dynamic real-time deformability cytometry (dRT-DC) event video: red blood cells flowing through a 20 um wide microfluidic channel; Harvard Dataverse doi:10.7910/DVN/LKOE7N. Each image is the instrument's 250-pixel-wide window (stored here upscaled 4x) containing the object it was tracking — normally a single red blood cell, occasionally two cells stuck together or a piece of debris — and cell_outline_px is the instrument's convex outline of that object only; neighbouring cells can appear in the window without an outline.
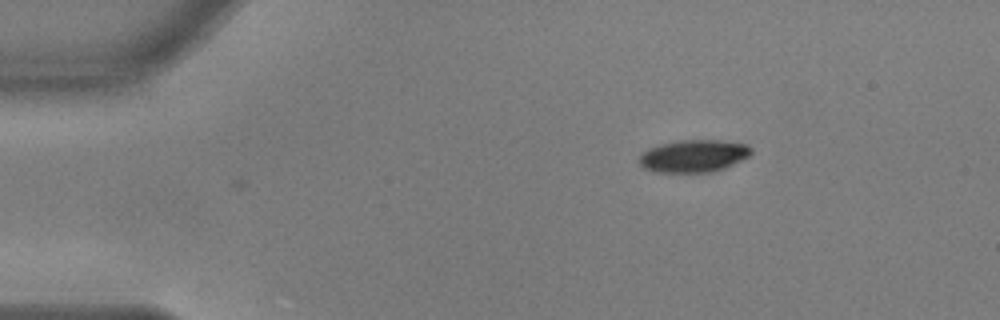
{"species": "common noctule bat (a hibernating species)", "species_latin": "Nyctalus noctula", "temperature_condition": "warm", "stored_images_in_passage": 9, "camera_frame_rate_fps": 3000, "um_per_image_px": 0.085, "animal": {"sex": "male", "body_mass_g": 17.9, "forearm_length_mm": 54.2}, "frame": {"image": 1, "passage_image": 9, "time_ms": 2.667, "image_size_px": [1000, 320], "cell_outline_px": [[752, 152], [748, 156], [724, 168], [712, 172], [656, 172], [644, 168], [640, 164], [640, 156], [648, 148], [660, 144], [680, 140], [720, 140], [748, 144], [752, 148]], "centroid_in_image_um": [58.97, 13.25], "position_along_channel_um": 26.0, "area_um2": 21.04}}